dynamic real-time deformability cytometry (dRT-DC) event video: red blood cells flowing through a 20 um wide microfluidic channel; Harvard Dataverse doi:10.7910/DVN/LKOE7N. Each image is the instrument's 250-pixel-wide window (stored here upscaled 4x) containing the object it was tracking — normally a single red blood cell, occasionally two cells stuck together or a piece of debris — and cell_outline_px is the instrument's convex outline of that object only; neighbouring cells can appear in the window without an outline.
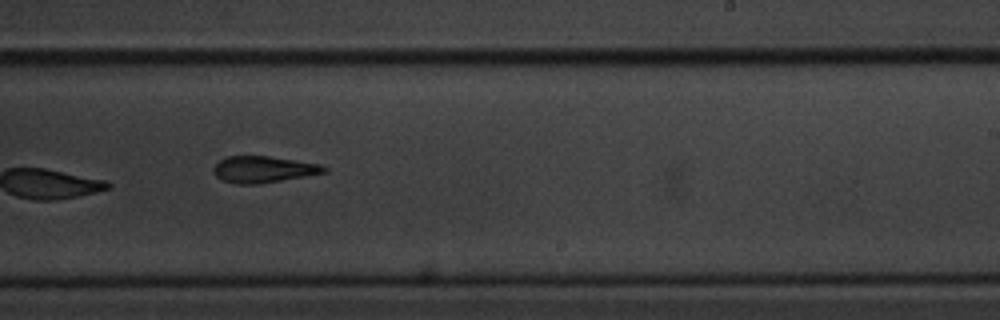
{"species": "common noctule bat (a hibernating species)", "species_latin": "Nyctalus noctula", "temperature_condition": "cold", "stored_images_in_passage": 10, "camera_frame_rate_fps": 3000, "um_per_image_px": 0.085, "animal": {"sex": "male", "body_mass_g": 20.1, "forearm_length_mm": 53.5}, "frame": {"image": 1, "passage_image": 10, "time_ms": 3.0, "image_size_px": [1000, 320], "cell_outline_px": [[328, 172], [256, 184], [236, 184], [224, 180], [216, 176], [212, 172], [212, 168], [220, 160], [228, 156], [268, 156], [320, 164], [328, 168]], "centroid_in_image_um": [22.37, 14.39], "position_along_channel_um": 266.6, "area_um2": 16.88}}